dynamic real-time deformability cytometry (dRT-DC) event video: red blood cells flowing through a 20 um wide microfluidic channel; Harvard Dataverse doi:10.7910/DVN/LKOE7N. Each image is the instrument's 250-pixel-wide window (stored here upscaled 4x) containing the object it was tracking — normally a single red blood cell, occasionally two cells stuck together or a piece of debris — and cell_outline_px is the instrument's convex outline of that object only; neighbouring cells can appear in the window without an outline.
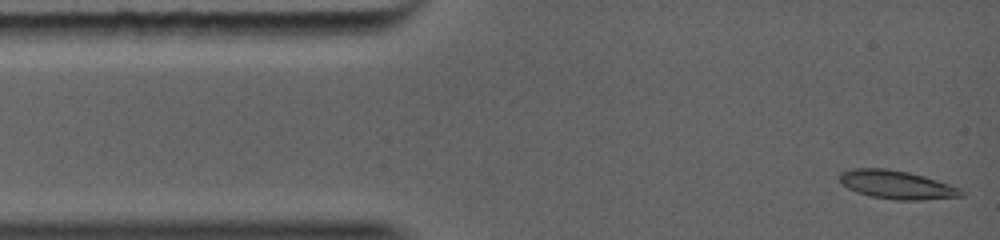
{"species": "common noctule bat (a hibernating species)", "species_latin": "Nyctalus noctula", "temperature_condition": "warm", "stored_images_in_passage": 23, "camera_frame_rate_fps": 5000, "um_per_image_px": 0.085, "animal": {"sex": "female", "body_mass_g": 19.0, "forearm_length_mm": 56.7}, "frame": {"image": 1, "passage_image": 1, "time_ms": 0.0, "image_size_px": [1000, 240], "cell_outline_px": [[964, 196], [920, 200], [896, 200], [872, 196], [856, 192], [840, 184], [836, 176], [840, 172], [852, 168], [888, 168], [908, 172], [924, 176], [960, 188], [964, 192]], "centroid_in_image_um": [76.15, 15.69], "position_along_channel_um": 8.8, "area_um2": 20.35}}
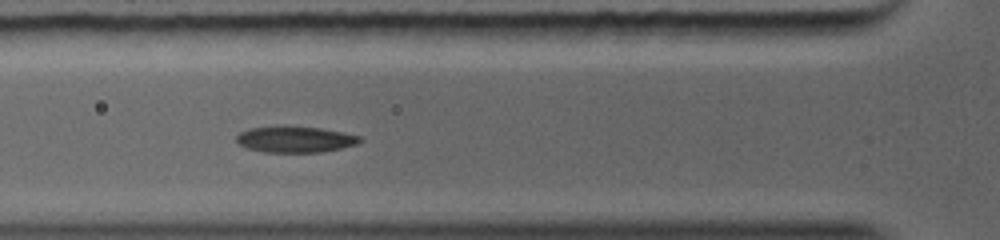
{"frame": {"image": 2, "passage_image": 13, "time_ms": 3.2, "image_size_px": [1000, 240], "cell_outline_px": [[360, 140], [356, 144], [324, 152], [260, 152], [244, 148], [236, 140], [236, 136], [244, 132], [256, 128], [312, 128], [336, 132], [356, 136]], "centroid_in_image_um": [25.02, 11.91], "position_along_channel_um": 100.8, "area_um2": 17.57}}
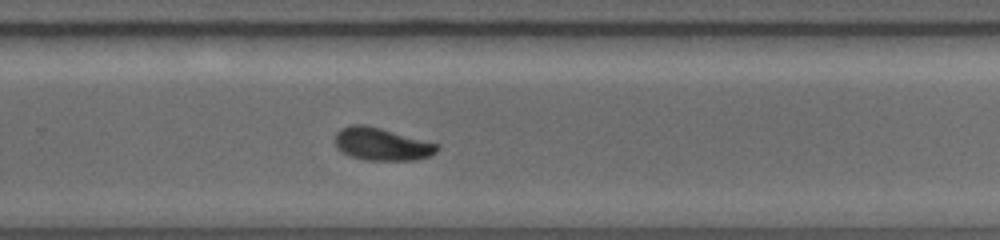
{"frame": {"image": 3, "passage_image": 23, "time_ms": 7.2, "image_size_px": [1000, 240], "cell_outline_px": [[436, 152], [428, 156], [412, 160], [368, 160], [352, 156], [344, 152], [336, 144], [336, 136], [344, 128], [372, 128], [436, 144]], "centroid_in_image_um": [32.48, 12.34], "position_along_channel_um": 297.3, "area_um2": 17.34}}